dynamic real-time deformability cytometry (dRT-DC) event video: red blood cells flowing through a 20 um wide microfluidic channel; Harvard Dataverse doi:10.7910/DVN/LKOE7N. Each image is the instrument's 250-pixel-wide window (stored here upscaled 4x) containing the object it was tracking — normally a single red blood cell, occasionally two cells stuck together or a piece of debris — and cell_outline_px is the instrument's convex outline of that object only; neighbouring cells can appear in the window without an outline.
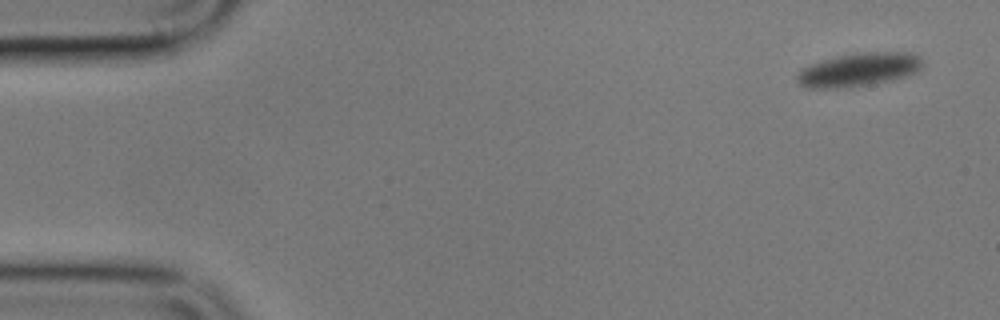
{"species": "common noctule bat (a hibernating species)", "species_latin": "Nyctalus noctula", "temperature_condition": "cold", "stored_images_in_passage": 6, "camera_frame_rate_fps": 3000, "um_per_image_px": 0.085, "animal": {"sex": "male", "body_mass_g": 17.9}, "frame": {"image": 1, "passage_image": 1, "time_ms": 0.0, "image_size_px": [1000, 320], "cell_outline_px": [[924, 64], [916, 72], [892, 80], [836, 88], [808, 88], [800, 84], [796, 80], [796, 76], [804, 68], [812, 64], [824, 60], [840, 56], [864, 52], [912, 52], [920, 56]], "centroid_in_image_um": [73.04, 5.91], "position_along_channel_um": 12.0, "area_um2": 23.93}}
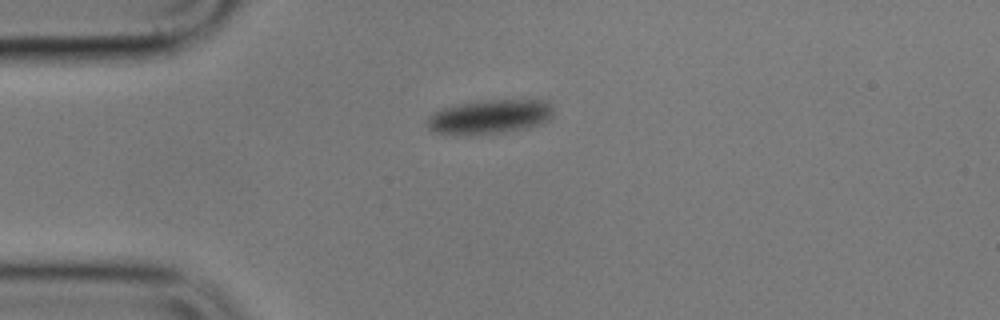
{"frame": {"image": 2, "passage_image": 5, "time_ms": 4.667, "image_size_px": [1000, 320], "cell_outline_px": [[552, 116], [548, 120], [540, 124], [528, 128], [504, 132], [436, 132], [428, 128], [428, 116], [436, 108], [476, 100], [548, 100], [552, 104]], "centroid_in_image_um": [41.66, 9.86], "position_along_channel_um": 43.3, "area_um2": 24.8}}